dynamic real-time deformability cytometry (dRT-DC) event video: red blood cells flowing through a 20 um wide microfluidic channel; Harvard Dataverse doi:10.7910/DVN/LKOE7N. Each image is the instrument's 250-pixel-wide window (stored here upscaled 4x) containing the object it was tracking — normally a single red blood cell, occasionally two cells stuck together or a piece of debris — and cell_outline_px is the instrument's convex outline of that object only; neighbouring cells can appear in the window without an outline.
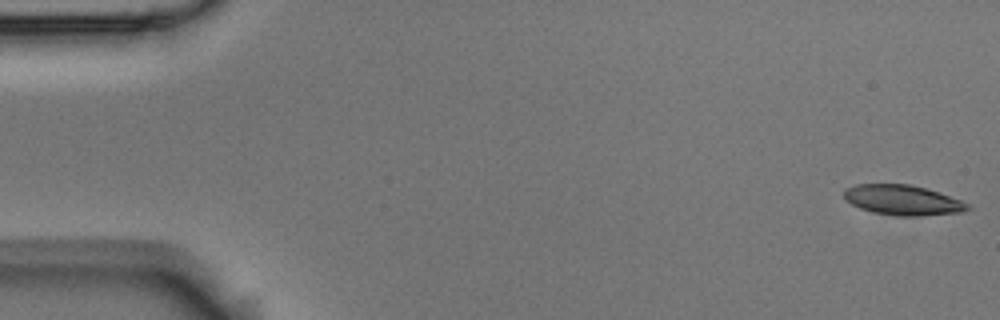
{"species": "Egyptian fruit bat (a non-hibernating species)", "species_latin": "Rousettus aegyptiacus", "temperature_condition": "room temperature", "stored_images_in_passage": 4, "camera_frame_rate_fps": 3000, "um_per_image_px": 0.085, "animal": {"sex": "male"}, "frame": {"image": 1, "passage_image": 1, "time_ms": 0.0, "image_size_px": [1000, 320], "cell_outline_px": [[972, 208], [964, 212], [920, 216], [896, 216], [872, 212], [860, 208], [844, 200], [844, 188], [856, 184], [912, 184], [960, 200], [968, 204]], "centroid_in_image_um": [76.7, 17.01], "position_along_channel_um": 8.3, "area_um2": 21.73}}